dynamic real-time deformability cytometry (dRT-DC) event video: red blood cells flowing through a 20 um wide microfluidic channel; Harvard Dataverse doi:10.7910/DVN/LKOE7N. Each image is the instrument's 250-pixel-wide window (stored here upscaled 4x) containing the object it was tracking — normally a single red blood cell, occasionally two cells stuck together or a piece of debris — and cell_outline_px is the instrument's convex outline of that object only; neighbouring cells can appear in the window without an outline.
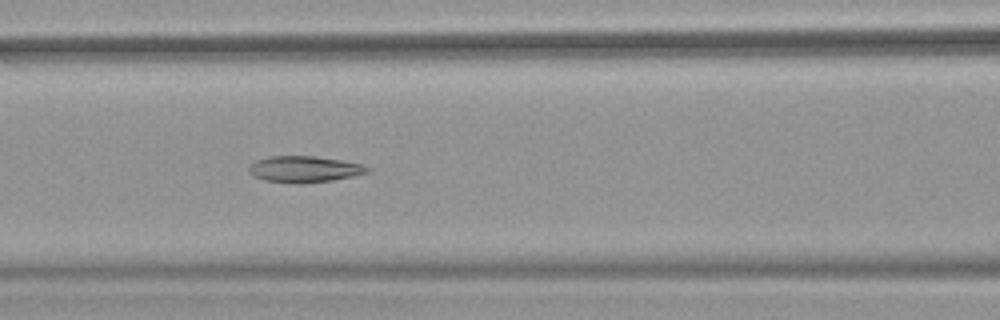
{"species": "common noctule bat (a hibernating species)", "species_latin": "Nyctalus noctula", "temperature_condition": "warm", "stored_images_in_passage": 51, "camera_frame_rate_fps": 3000, "um_per_image_px": 0.085, "animal": {"sex": "female", "body_mass_g": 18.4}, "frame": {"image": 1, "passage_image": 22, "time_ms": 7.0, "image_size_px": [1000, 320], "cell_outline_px": [[372, 168], [368, 172], [352, 176], [332, 180], [304, 184], [296, 184], [264, 180], [252, 176], [248, 172], [248, 168], [256, 160], [268, 156], [316, 156], [364, 164]], "centroid_in_image_um": [25.86, 14.38], "position_along_channel_um": 140.7, "area_um2": 18.38}, "authors_computed_cell_mechanics": {"area_um2": 20.1144, "velocity_mm_per_s": 3.9893, "shape_relaxation_time_tau1_ms": null, "shape_relaxation_time_tau2_ms": 2.4882, "deformation_change_tau1": null, "deformation_change_tau2": 0.1071}}